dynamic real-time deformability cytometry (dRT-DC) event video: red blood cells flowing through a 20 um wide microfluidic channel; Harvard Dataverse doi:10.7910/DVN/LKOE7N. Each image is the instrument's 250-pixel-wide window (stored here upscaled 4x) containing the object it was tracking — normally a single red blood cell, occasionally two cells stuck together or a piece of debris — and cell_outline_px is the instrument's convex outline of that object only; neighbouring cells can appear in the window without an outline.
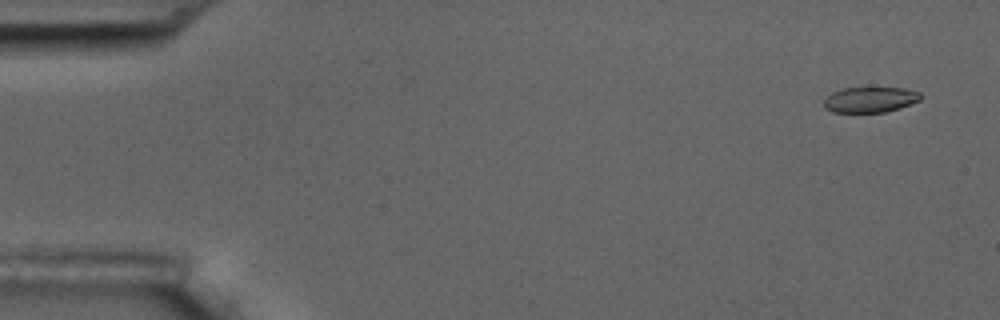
{"species": "common noctule bat (a hibernating species)", "species_latin": "Nyctalus noctula", "temperature_condition": "room temperature", "stored_images_in_passage": 56, "camera_frame_rate_fps": 3000, "um_per_image_px": 0.085, "animal": {"sex": "male", "body_mass_g": 17.5, "forearm_length_mm": 52.3}, "frame": {"image": 1, "passage_image": 3, "time_ms": 0.667, "image_size_px": [1000, 320], "cell_outline_px": [[924, 96], [920, 100], [900, 108], [884, 112], [832, 112], [824, 108], [824, 100], [832, 92], [840, 88], [904, 88], [920, 92]], "centroid_in_image_um": [73.97, 8.47], "position_along_channel_um": 11.0, "area_um2": 14.45}}
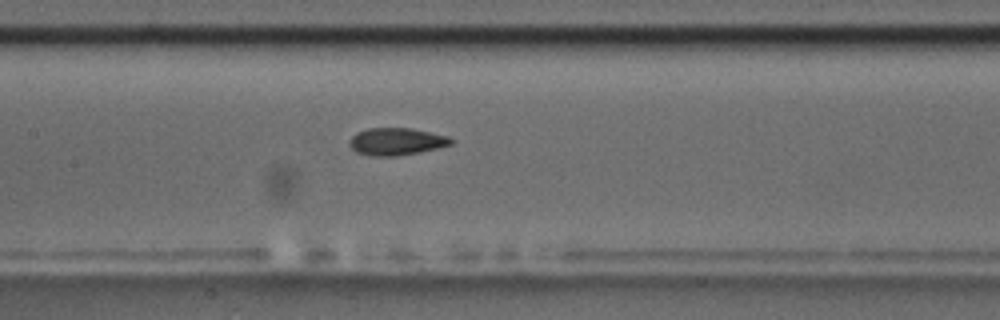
{"frame": {"image": 2, "passage_image": 27, "time_ms": 8.667, "image_size_px": [1000, 320], "cell_outline_px": [[452, 144], [436, 148], [396, 156], [372, 156], [356, 152], [348, 144], [348, 140], [356, 132], [368, 128], [412, 128], [448, 136], [452, 140]], "centroid_in_image_um": [33.64, 12.02], "position_along_channel_um": 173.8, "area_um2": 16.07}}
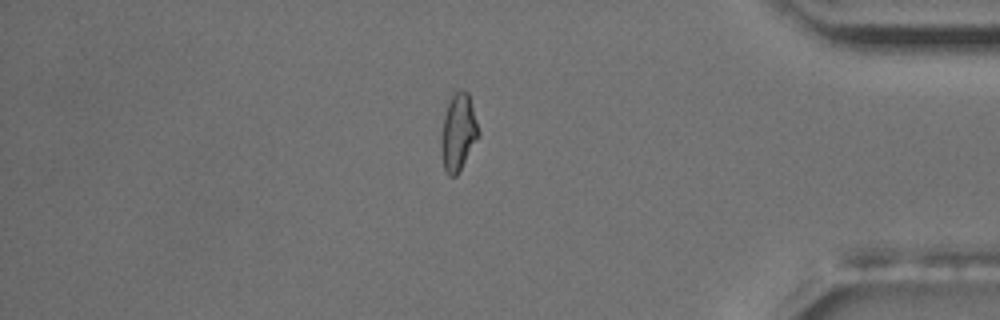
{"frame": {"image": 3, "passage_image": 48, "time_ms": 15.667, "image_size_px": [1000, 320], "cell_outline_px": [[480, 136], [456, 176], [448, 176], [444, 168], [440, 156], [440, 136], [444, 116], [448, 104], [452, 96], [456, 92], [468, 92], [480, 132]], "centroid_in_image_um": [38.94, 11.31], "position_along_channel_um": 396.3, "area_um2": 16.76}, "authors_computed_cell_mechanics": {"area_um2": 15.9817, "velocity_mm_per_s": 3.6187, "shape_relaxation_time_tau1_ms": 7.5164, "shape_relaxation_time_tau2_ms": 2.9708, "deformation_change_tau1": 0.1863, "deformation_change_tau2": 0.0838}}